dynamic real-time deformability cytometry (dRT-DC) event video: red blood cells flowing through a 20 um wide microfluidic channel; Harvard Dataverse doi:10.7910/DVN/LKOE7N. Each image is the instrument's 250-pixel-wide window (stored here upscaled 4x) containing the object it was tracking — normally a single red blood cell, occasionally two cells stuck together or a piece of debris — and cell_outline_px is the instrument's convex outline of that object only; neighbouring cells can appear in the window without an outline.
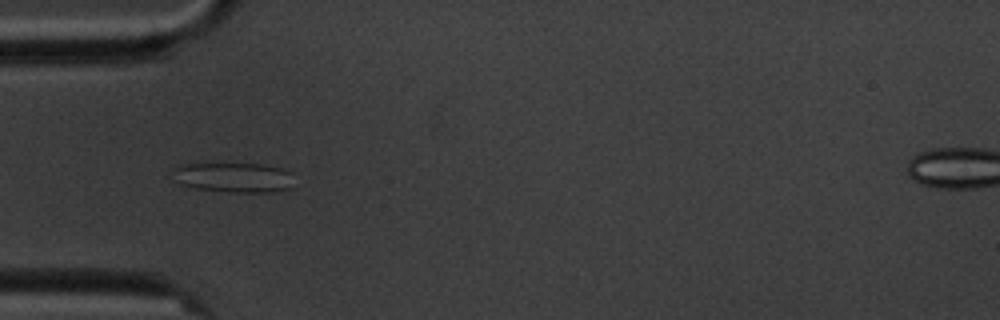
{"species": "common noctule bat (a hibernating species)", "species_latin": "Nyctalus noctula", "temperature_condition": "cold", "stored_images_in_passage": 6, "camera_frame_rate_fps": 3000, "um_per_image_px": 0.085, "animal": {"sex": "male", "body_mass_g": 20.1, "forearm_length_mm": 53.5}, "frame": {"image": 1, "passage_image": 5, "time_ms": 5.667, "image_size_px": [1000, 320], "cell_outline_px": [[292, 172], [288, 188], [272, 192], [228, 192], [196, 188], [180, 184], [172, 180], [176, 164], [260, 164], [280, 168]], "centroid_in_image_um": [19.79, 15.08], "position_along_channel_um": 65.2, "area_um2": 20.92}}
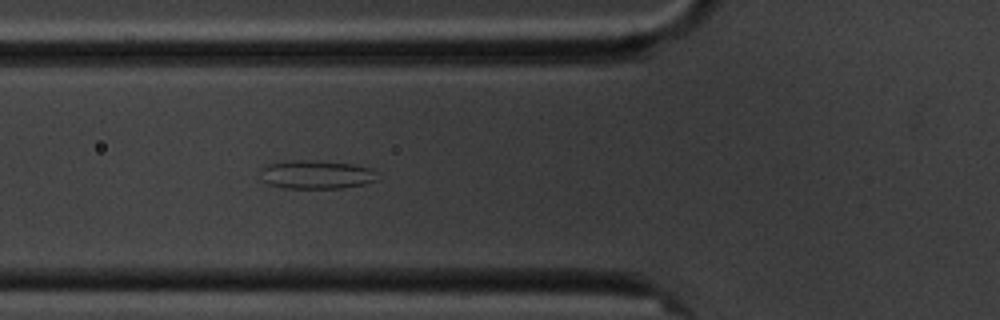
{"frame": {"image": 2, "passage_image": 6, "time_ms": 6.667, "image_size_px": [1000, 320], "cell_outline_px": [[380, 180], [364, 184], [344, 188], [284, 188], [268, 184], [264, 180], [264, 168], [268, 164], [288, 160], [316, 160], [352, 164], [372, 168]], "centroid_in_image_um": [26.98, 14.84], "position_along_channel_um": 98.8, "area_um2": 19.42}}